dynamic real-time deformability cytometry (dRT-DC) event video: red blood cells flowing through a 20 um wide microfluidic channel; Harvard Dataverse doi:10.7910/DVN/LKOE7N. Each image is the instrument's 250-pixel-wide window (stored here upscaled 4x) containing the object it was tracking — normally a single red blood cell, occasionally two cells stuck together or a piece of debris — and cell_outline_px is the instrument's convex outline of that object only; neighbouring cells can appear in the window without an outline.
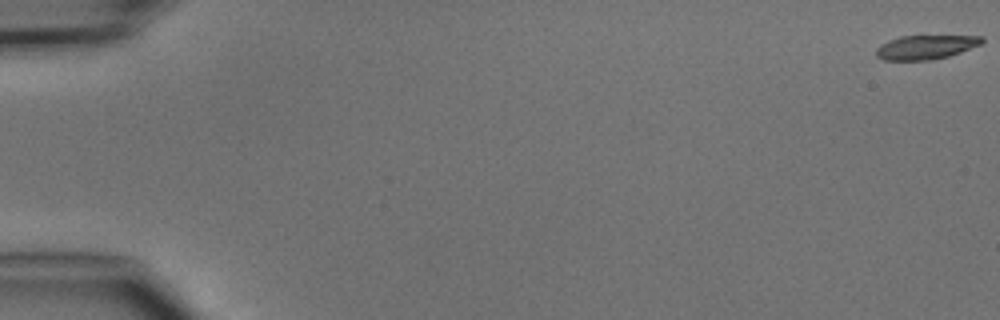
{"species": "common noctule bat (a hibernating species)", "species_latin": "Nyctalus noctula", "temperature_condition": "cold", "stored_images_in_passage": 49, "camera_frame_rate_fps": 3000, "um_per_image_px": 0.085, "animal": {"sex": "male", "body_mass_g": 15.6}, "frame": {"image": 1, "passage_image": 1, "time_ms": 0.0, "image_size_px": [1000, 320], "cell_outline_px": [[984, 40], [980, 44], [960, 52], [948, 56], [932, 60], [884, 60], [876, 56], [876, 48], [880, 44], [888, 40], [900, 36], [984, 36]], "centroid_in_image_um": [78.65, 4.01], "position_along_channel_um": 6.4, "area_um2": 14.8}}
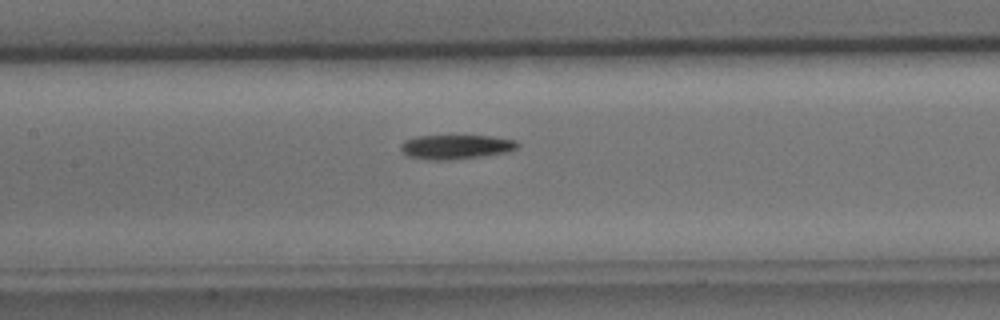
{"frame": {"image": 2, "passage_image": 24, "time_ms": 7.667, "image_size_px": [1000, 320], "cell_outline_px": [[520, 144], [516, 148], [504, 152], [480, 156], [452, 160], [428, 160], [408, 156], [400, 148], [400, 144], [404, 140], [416, 136], [492, 136], [516, 140]], "centroid_in_image_um": [38.72, 12.48], "position_along_channel_um": 168.7, "area_um2": 16.47}}
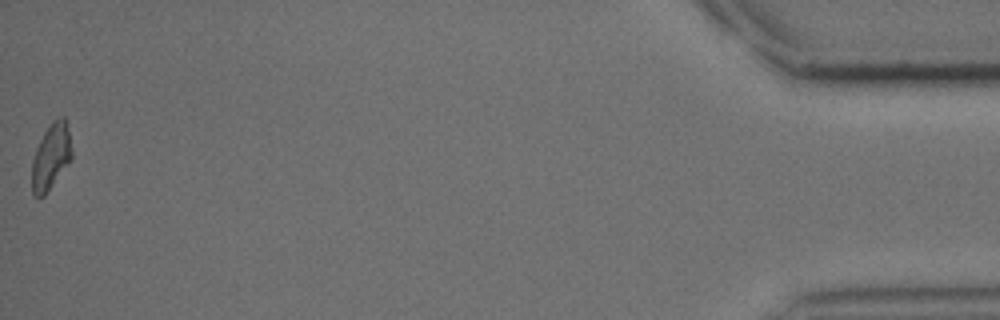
{"frame": {"image": 3, "passage_image": 49, "time_ms": 16.0, "image_size_px": [1000, 320], "cell_outline_px": [[72, 160], [44, 196], [32, 196], [32, 160], [36, 148], [44, 132], [52, 120], [56, 116], [64, 116], [68, 132], [72, 152]], "centroid_in_image_um": [4.33, 13.31], "position_along_channel_um": 430.9, "area_um2": 15.37}}